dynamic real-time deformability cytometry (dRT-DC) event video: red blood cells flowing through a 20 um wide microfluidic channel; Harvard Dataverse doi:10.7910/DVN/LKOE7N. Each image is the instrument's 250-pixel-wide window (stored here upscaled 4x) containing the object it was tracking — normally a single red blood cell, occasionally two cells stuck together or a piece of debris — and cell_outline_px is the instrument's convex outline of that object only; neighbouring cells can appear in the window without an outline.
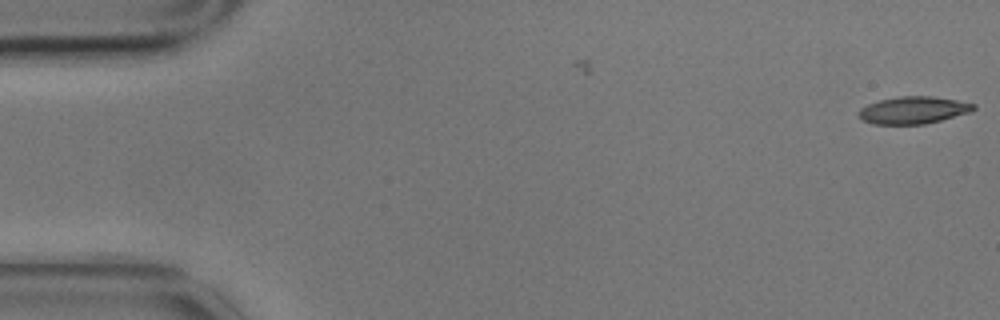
{"species": "common noctule bat (a hibernating species)", "species_latin": "Nyctalus noctula", "temperature_condition": "cold", "stored_images_in_passage": 3, "camera_frame_rate_fps": 3000, "um_per_image_px": 0.085, "animal": {"sex": "male", "body_mass_g": 17.9}, "frame": {"image": 1, "passage_image": 1, "time_ms": 0.0, "image_size_px": [1000, 320], "cell_outline_px": [[976, 108], [972, 112], [924, 124], [872, 124], [856, 116], [856, 112], [860, 108], [868, 104], [880, 100], [900, 96], [932, 96], [956, 100], [976, 104]], "centroid_in_image_um": [77.62, 9.36], "position_along_channel_um": 7.4, "area_um2": 18.32}}